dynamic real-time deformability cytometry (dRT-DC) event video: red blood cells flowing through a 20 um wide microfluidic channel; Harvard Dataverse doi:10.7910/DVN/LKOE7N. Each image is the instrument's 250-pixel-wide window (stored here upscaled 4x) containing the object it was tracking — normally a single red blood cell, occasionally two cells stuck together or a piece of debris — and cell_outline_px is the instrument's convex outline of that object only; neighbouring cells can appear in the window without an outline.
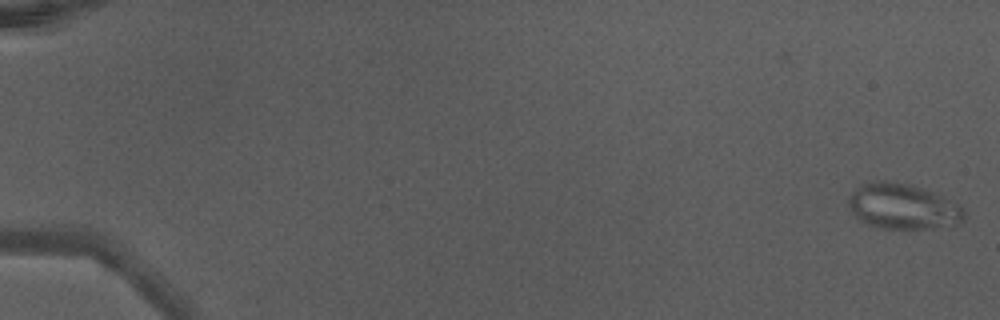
{"species": "Egyptian fruit bat (a non-hibernating species)", "species_latin": "Rousettus aegyptiacus", "temperature_condition": "warm", "stored_images_in_passage": 6, "camera_frame_rate_fps": 3000, "um_per_image_px": 0.085, "animal": {"sex": "male"}, "frame": {"image": 1, "passage_image": 1, "time_ms": 0.0, "image_size_px": [1000, 320], "cell_outline_px": [[964, 220], [956, 224], [932, 228], [880, 228], [868, 224], [860, 220], [852, 212], [848, 204], [848, 196], [860, 184], [876, 180], [884, 180], [908, 184], [936, 192], [960, 204], [964, 208]], "centroid_in_image_um": [76.75, 17.53], "position_along_channel_um": 8.3, "area_um2": 30.81}}